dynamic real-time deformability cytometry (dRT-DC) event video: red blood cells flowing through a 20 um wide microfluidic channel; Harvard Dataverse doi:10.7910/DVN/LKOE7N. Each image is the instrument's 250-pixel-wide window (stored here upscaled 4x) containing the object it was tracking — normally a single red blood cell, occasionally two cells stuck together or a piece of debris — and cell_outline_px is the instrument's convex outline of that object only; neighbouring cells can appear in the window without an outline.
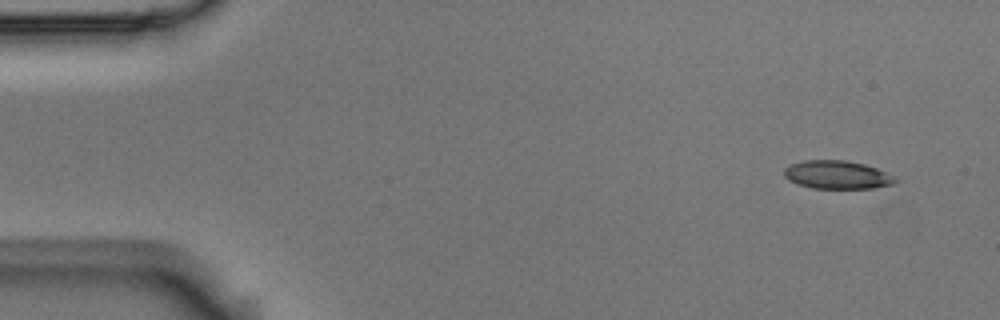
{"species": "Egyptian fruit bat (a non-hibernating species)", "species_latin": "Rousettus aegyptiacus", "temperature_condition": "room temperature", "stored_images_in_passage": 5, "segment_of_instrument_passage": [1, 2], "camera_frame_rate_fps": 3000, "um_per_image_px": 0.085, "animal": {"sex": "male"}, "frame": {"image": 1, "passage_image": 1, "time_ms": 0.0, "image_size_px": [1000, 320], "cell_outline_px": [[900, 180], [892, 184], [872, 188], [812, 188], [788, 180], [784, 176], [784, 168], [792, 164], [804, 160], [844, 160], [864, 164], [888, 172]], "centroid_in_image_um": [71.18, 14.85], "position_along_channel_um": 13.8, "area_um2": 18.26}}
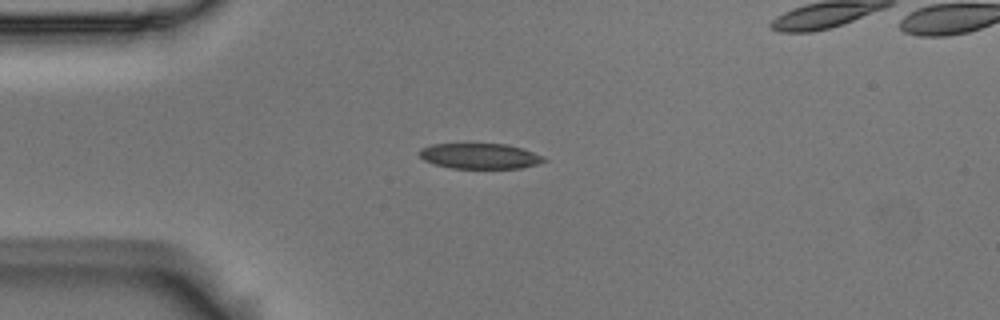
{"frame": {"image": 2, "passage_image": 4, "time_ms": 1.0, "image_size_px": [1000, 320], "cell_outline_px": [[548, 160], [536, 164], [520, 168], [452, 168], [436, 164], [424, 160], [420, 156], [420, 148], [432, 144], [508, 144], [544, 156]], "centroid_in_image_um": [40.79, 13.26], "position_along_channel_um": 44.2, "area_um2": 18.26}}